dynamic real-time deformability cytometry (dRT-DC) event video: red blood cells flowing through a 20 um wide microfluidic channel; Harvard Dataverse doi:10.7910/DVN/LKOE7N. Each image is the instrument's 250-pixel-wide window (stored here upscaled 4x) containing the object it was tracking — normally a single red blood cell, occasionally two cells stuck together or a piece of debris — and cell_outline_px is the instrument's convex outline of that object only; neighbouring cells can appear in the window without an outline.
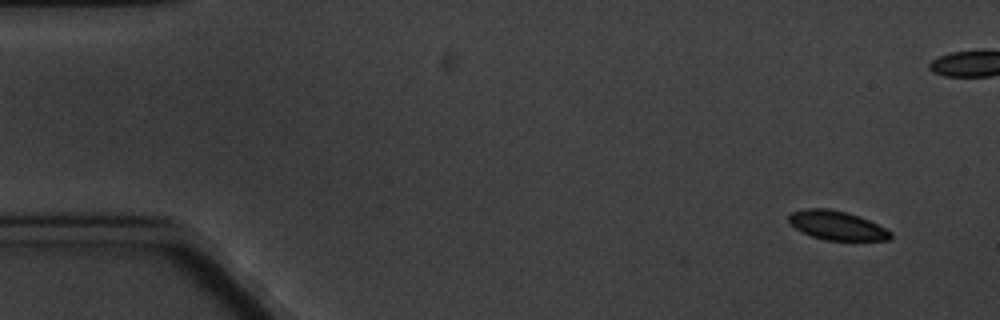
{"species": "common noctule bat (a hibernating species)", "species_latin": "Nyctalus noctula", "temperature_condition": "cold", "stored_images_in_passage": 6, "camera_frame_rate_fps": 3000, "um_per_image_px": 0.085, "animal": {"sex": "male", "body_mass_g": 20.1, "forearm_length_mm": 53.5}, "frame": {"image": 1, "passage_image": 1, "time_ms": 0.0, "image_size_px": [1000, 320], "cell_outline_px": [[892, 236], [888, 240], [824, 240], [812, 236], [796, 228], [788, 220], [788, 216], [792, 212], [804, 208], [828, 208], [860, 216], [892, 232]], "centroid_in_image_um": [71.13, 19.15], "position_along_channel_um": 13.9, "area_um2": 16.99}}